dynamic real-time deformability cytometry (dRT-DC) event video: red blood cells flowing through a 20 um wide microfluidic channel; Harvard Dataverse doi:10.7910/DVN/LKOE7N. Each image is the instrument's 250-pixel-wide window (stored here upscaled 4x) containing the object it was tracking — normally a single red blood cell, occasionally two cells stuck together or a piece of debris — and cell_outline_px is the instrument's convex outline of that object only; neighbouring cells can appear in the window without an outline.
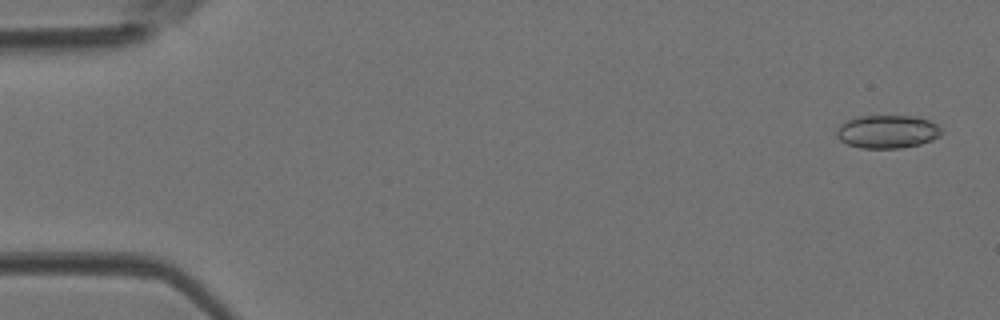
{"species": "Egyptian fruit bat (a non-hibernating species)", "species_latin": "Rousettus aegyptiacus", "temperature_condition": "room temperature", "stored_images_in_passage": 45, "camera_frame_rate_fps": 3000, "um_per_image_px": 0.085, "animal": {"sex": "female"}, "frame": {"image": 1, "passage_image": 2, "time_ms": 0.333, "image_size_px": [1000, 320], "cell_outline_px": [[940, 136], [932, 140], [920, 144], [900, 148], [860, 148], [848, 144], [840, 140], [836, 136], [836, 132], [840, 124], [848, 120], [860, 116], [916, 116], [928, 120], [936, 124], [940, 128]], "centroid_in_image_um": [75.41, 11.19], "position_along_channel_um": 9.6, "area_um2": 20.17}}
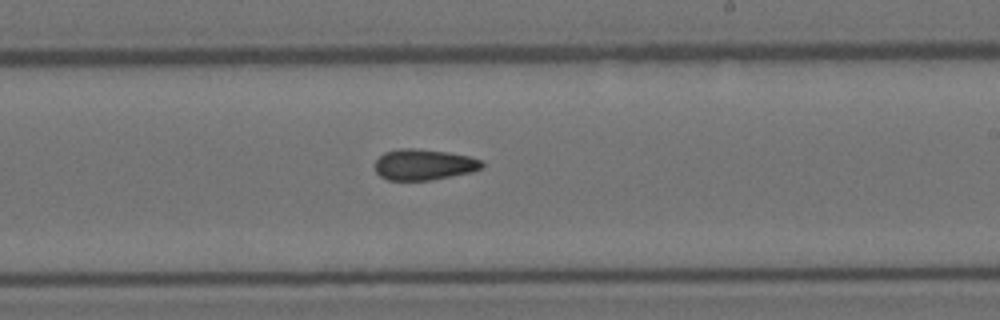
{"frame": {"image": 2, "passage_image": 27, "time_ms": 8.667, "image_size_px": [1000, 320], "cell_outline_px": [[484, 164], [480, 168], [472, 172], [432, 180], [388, 180], [380, 176], [376, 172], [376, 160], [384, 152], [400, 148], [412, 148], [448, 152], [468, 156], [480, 160]], "centroid_in_image_um": [36.01, 13.99], "position_along_channel_um": 253.0, "area_um2": 19.19}}
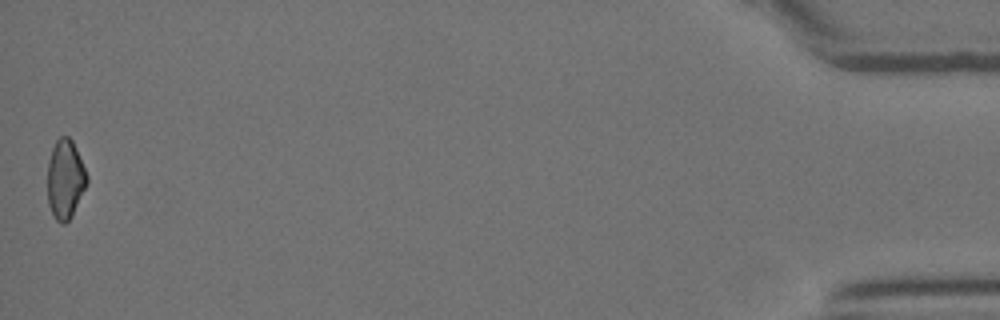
{"frame": {"image": 3, "passage_image": 45, "time_ms": 14.667, "image_size_px": [1000, 320], "cell_outline_px": [[88, 180], [72, 216], [64, 224], [60, 224], [56, 220], [48, 204], [48, 160], [52, 148], [56, 140], [60, 136], [68, 136], [72, 140], [88, 176]], "centroid_in_image_um": [5.53, 15.23], "position_along_channel_um": 429.7, "area_um2": 18.03}}